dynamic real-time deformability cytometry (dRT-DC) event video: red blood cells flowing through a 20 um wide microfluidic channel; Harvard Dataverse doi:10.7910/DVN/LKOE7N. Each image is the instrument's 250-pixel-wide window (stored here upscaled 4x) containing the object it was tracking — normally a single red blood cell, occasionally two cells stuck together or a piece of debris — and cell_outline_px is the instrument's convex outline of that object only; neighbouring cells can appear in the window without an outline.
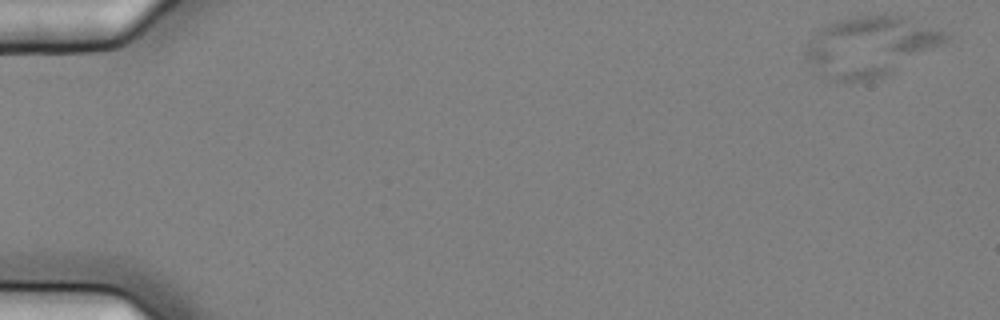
{"species": "common noctule bat (a hibernating species)", "species_latin": "Nyctalus noctula", "temperature_condition": "cold", "stored_images_in_passage": 7, "camera_frame_rate_fps": 3000, "um_per_image_px": 0.085, "animal": {"sex": "female", "body_mass_g": 25.1}, "frame": {"image": 1, "passage_image": 1, "time_ms": 0.0, "image_size_px": [1000, 320], "cell_outline_px": [[952, 40], [884, 76], [872, 80], [848, 84], [812, 72], [804, 56], [804, 52], [808, 40], [820, 28], [828, 24], [852, 16], [884, 12], [908, 16], [944, 32], [952, 36]], "centroid_in_image_um": [73.96, 3.92], "position_along_channel_um": 11.0, "area_um2": 50.34}}
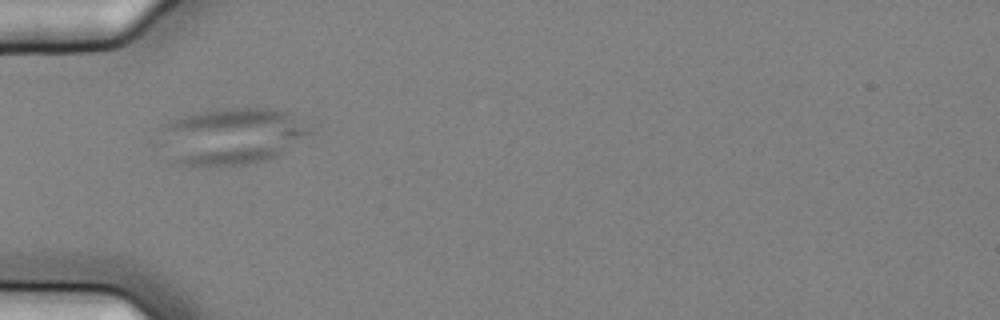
{"frame": {"image": 2, "passage_image": 6, "time_ms": 1.667, "image_size_px": [1000, 320], "cell_outline_px": [[312, 132], [276, 156], [268, 160], [248, 164], [220, 168], [172, 164], [164, 132], [164, 124], [180, 116], [220, 108], [272, 108], [288, 112], [308, 128]], "centroid_in_image_um": [19.69, 11.6], "position_along_channel_um": 65.3, "area_um2": 49.07}}